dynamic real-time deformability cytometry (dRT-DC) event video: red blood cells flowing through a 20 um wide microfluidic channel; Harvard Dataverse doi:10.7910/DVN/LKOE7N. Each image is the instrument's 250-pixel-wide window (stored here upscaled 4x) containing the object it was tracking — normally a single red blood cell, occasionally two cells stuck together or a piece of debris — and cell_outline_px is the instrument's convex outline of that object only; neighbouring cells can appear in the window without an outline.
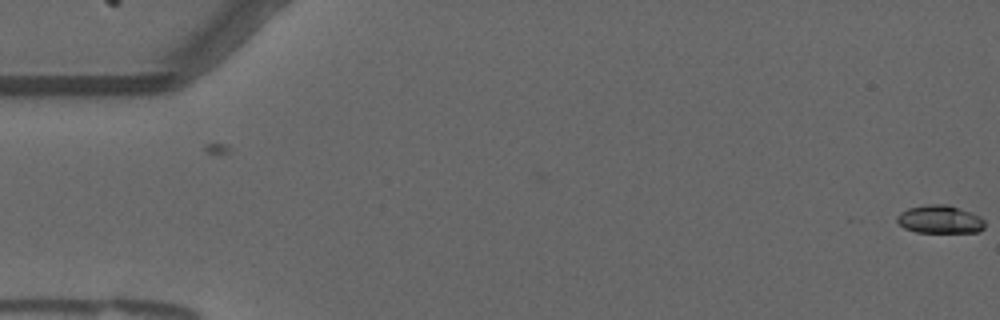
{"species": "common noctule bat (a hibernating species)", "species_latin": "Nyctalus noctula", "temperature_condition": "warm", "stored_images_in_passage": 56, "camera_frame_rate_fps": 3000, "um_per_image_px": 0.085, "animal": {"sex": "male", "forearm_length_mm": 52.5}, "frame": {"image": 1, "passage_image": 1, "time_ms": 0.0, "image_size_px": [1000, 320], "cell_outline_px": [[984, 228], [980, 232], [916, 232], [904, 228], [896, 220], [896, 216], [900, 212], [908, 208], [928, 204], [948, 204], [972, 212], [980, 216], [984, 220]], "centroid_in_image_um": [79.9, 18.64], "position_along_channel_um": 5.1, "area_um2": 14.51}}
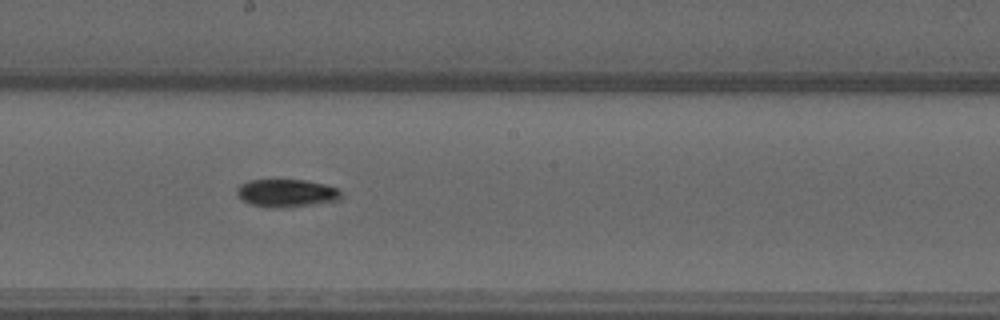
{"frame": {"image": 2, "passage_image": 31, "time_ms": 10.0, "image_size_px": [1000, 320], "cell_outline_px": [[340, 200], [312, 204], [280, 208], [268, 208], [252, 204], [244, 200], [236, 192], [236, 188], [240, 184], [248, 180], [304, 180], [324, 184], [340, 188]], "centroid_in_image_um": [24.35, 16.41], "position_along_channel_um": 223.8, "area_um2": 16.82}}
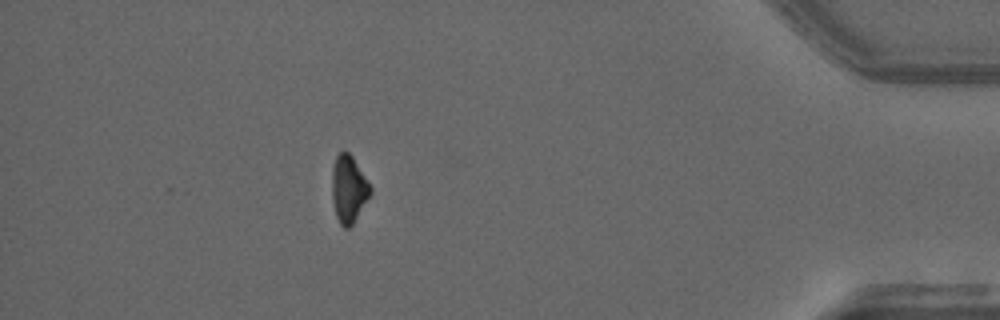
{"frame": {"image": 3, "passage_image": 50, "time_ms": 16.333, "image_size_px": [1000, 320], "cell_outline_px": [[372, 192], [352, 224], [348, 228], [344, 228], [340, 224], [336, 216], [332, 200], [332, 168], [336, 156], [340, 152], [348, 152], [352, 156], [372, 188]], "centroid_in_image_um": [29.62, 16.07], "position_along_channel_um": 405.6, "area_um2": 14.85}, "authors_computed_cell_mechanics": {"area_um2": 15.4326, "velocity_mm_per_s": 3.7054, "shape_relaxation_time_tau1_ms": 3.9994, "shape_relaxation_time_tau2_ms": null, "deformation_change_tau1": 0.1641, "deformation_change_tau2": null}}